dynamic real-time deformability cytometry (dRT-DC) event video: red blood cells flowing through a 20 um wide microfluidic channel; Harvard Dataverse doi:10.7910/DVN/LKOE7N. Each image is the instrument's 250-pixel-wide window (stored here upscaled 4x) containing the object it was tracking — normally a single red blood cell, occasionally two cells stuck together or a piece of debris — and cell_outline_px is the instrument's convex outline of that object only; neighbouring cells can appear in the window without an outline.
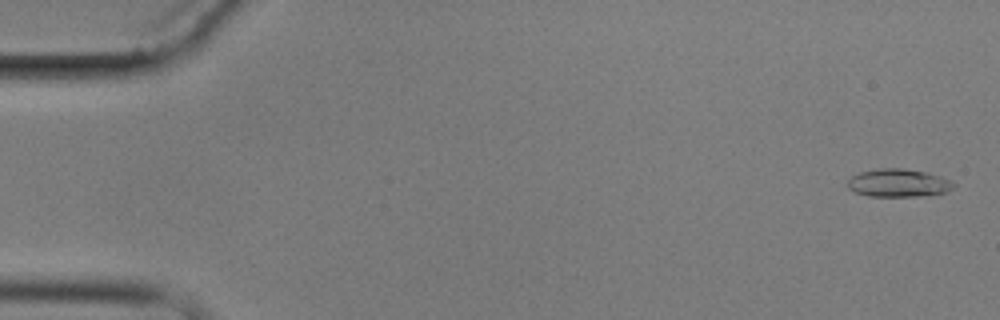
{"species": "common noctule bat (a hibernating species)", "species_latin": "Nyctalus noctula", "temperature_condition": "cold", "stored_images_in_passage": 6, "camera_frame_rate_fps": 3000, "um_per_image_px": 0.085, "animal": {"sex": "male", "body_mass_g": 17.9}, "frame": {"image": 1, "passage_image": 1, "time_ms": 0.0, "image_size_px": [1000, 320], "cell_outline_px": [[956, 184], [948, 192], [920, 196], [868, 196], [856, 192], [848, 188], [848, 180], [852, 176], [860, 172], [880, 168], [900, 168], [924, 172], [940, 176]], "centroid_in_image_um": [76.35, 15.56], "position_along_channel_um": 8.6, "area_um2": 17.11}}
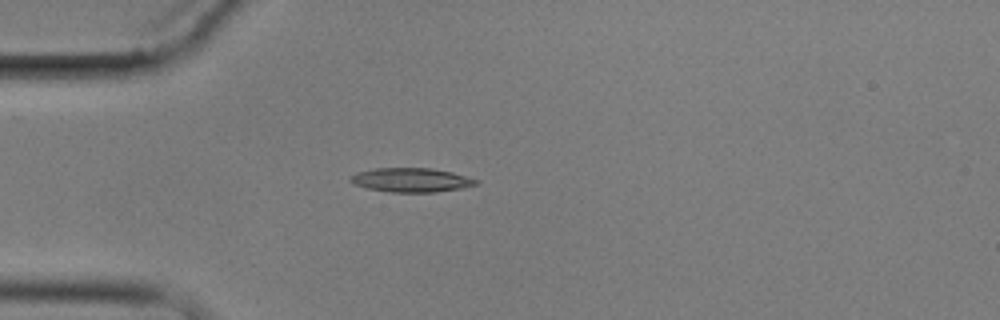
{"frame": {"image": 2, "passage_image": 5, "time_ms": 4.667, "image_size_px": [1000, 320], "cell_outline_px": [[480, 180], [476, 184], [460, 188], [436, 192], [392, 192], [368, 188], [352, 184], [348, 180], [356, 172], [376, 168], [432, 168], [452, 172]], "centroid_in_image_um": [34.93, 15.29], "position_along_channel_um": 50.1, "area_um2": 17.57}}